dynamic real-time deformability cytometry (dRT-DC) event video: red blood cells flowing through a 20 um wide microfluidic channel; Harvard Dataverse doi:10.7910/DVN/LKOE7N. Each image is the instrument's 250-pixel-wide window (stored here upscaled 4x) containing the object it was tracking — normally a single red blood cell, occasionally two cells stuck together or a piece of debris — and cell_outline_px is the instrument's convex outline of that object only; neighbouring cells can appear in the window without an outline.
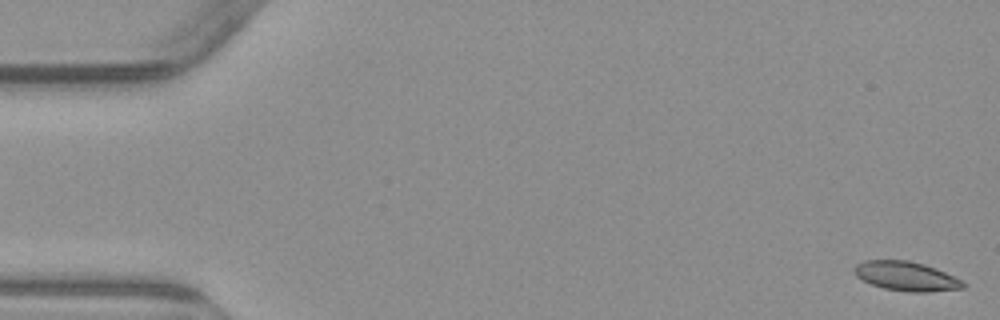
{"species": "common noctule bat (a hibernating species)", "species_latin": "Nyctalus noctula", "temperature_condition": "warm", "stored_images_in_passage": 5, "segment_of_instrument_passage": [2, 2], "camera_frame_rate_fps": 3000, "um_per_image_px": 0.085, "animal": {"sex": "male", "body_mass_g": 23.1, "forearm_length_mm": 52.7}, "frame": {"image": 1, "passage_image": 5, "time_ms": 4.667, "image_size_px": [1000, 320], "cell_outline_px": [[968, 284], [964, 288], [928, 292], [908, 292], [884, 288], [872, 284], [856, 276], [852, 272], [852, 268], [856, 264], [864, 260], [908, 260], [924, 264], [936, 268]], "centroid_in_image_um": [77.0, 23.47], "position_along_channel_um": 8.0, "area_um2": 18.61}}